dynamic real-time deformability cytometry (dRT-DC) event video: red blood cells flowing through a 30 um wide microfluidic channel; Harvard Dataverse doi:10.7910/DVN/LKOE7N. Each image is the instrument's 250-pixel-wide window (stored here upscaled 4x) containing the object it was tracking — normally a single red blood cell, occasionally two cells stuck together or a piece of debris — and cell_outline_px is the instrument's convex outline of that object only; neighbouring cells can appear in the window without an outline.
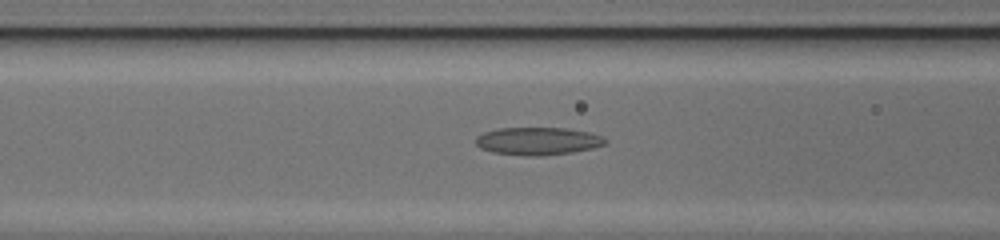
{"species": "common noctule bat (a hibernating species)", "species_latin": "Nyctalus noctula", "temperature_condition": "cold", "stored_images_in_passage": 46, "camera_frame_rate_fps": 3000, "um_per_image_px": 0.085, "animal": {"sex": "female", "body_mass_g": 17.0, "forearm_length_mm": 48.0}, "frame": {"image": 1, "passage_image": 22, "time_ms": 7.0, "image_size_px": [1000, 240], "cell_outline_px": [[608, 140], [604, 144], [592, 148], [572, 152], [540, 156], [528, 156], [496, 152], [484, 148], [476, 144], [476, 136], [484, 132], [496, 128], [564, 128], [588, 132], [600, 136]], "centroid_in_image_um": [45.72, 11.98], "position_along_channel_um": 120.9, "area_um2": 20.58}}
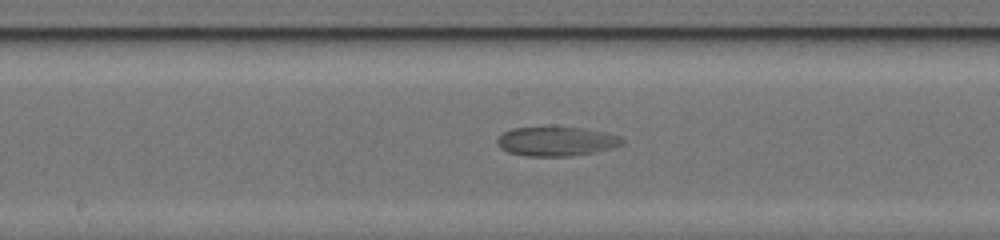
{"frame": {"image": 2, "passage_image": 28, "time_ms": 9.0, "image_size_px": [1000, 240], "cell_outline_px": [[624, 144], [592, 152], [572, 156], [524, 156], [508, 152], [500, 148], [496, 144], [496, 140], [504, 132], [512, 128], [584, 128], [620, 136], [624, 140]], "centroid_in_image_um": [47.25, 12.03], "position_along_channel_um": 200.9, "area_um2": 20.98}}
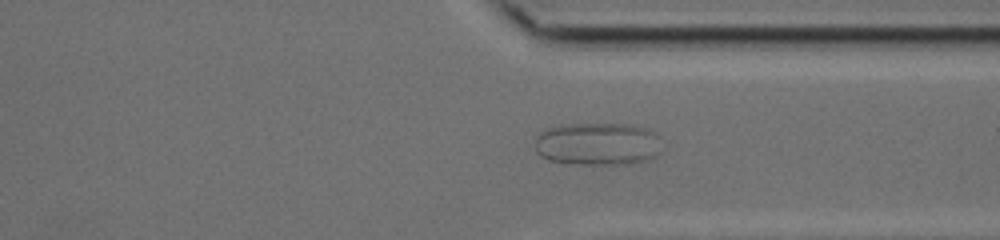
{"frame": {"image": 3, "passage_image": 40, "time_ms": 13.0, "image_size_px": [1000, 240], "cell_outline_px": [[660, 136], [656, 156], [648, 160], [628, 164], [576, 164], [548, 160], [540, 156], [536, 152], [536, 136], [540, 132], [548, 128], [560, 124], [628, 124], [644, 128], [656, 132]], "centroid_in_image_um": [50.78, 12.23], "position_along_channel_um": 360.6, "area_um2": 31.79}}